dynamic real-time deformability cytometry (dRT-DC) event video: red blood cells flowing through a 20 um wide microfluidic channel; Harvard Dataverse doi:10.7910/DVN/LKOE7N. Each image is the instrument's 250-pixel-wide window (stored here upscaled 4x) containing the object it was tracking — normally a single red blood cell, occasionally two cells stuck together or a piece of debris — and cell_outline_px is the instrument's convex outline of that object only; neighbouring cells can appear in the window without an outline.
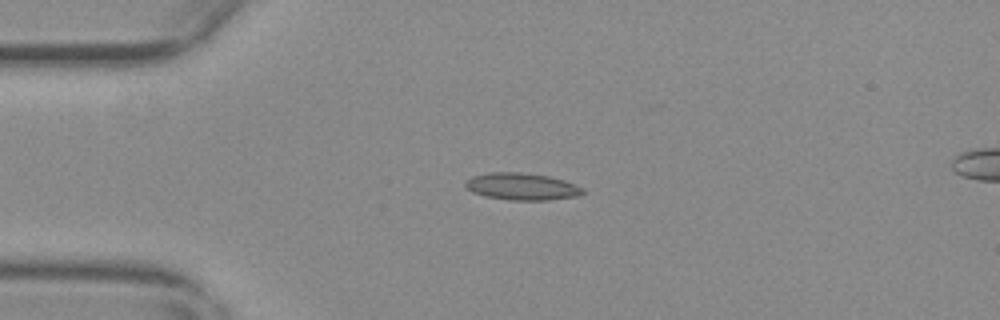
{"species": "common noctule bat (a hibernating species)", "species_latin": "Nyctalus noctula", "temperature_condition": "warm", "stored_images_in_passage": 55, "camera_frame_rate_fps": 3000, "um_per_image_px": 0.085, "animal": {"sex": "female", "body_mass_g": 29.2, "forearm_length_mm": 56.3}, "frame": {"image": 1, "passage_image": 13, "time_ms": 4.0, "image_size_px": [1000, 320], "cell_outline_px": [[584, 192], [580, 196], [548, 200], [508, 200], [484, 196], [472, 192], [464, 184], [472, 176], [488, 172], [520, 172], [548, 176], [564, 180], [584, 188]], "centroid_in_image_um": [44.37, 15.86], "position_along_channel_um": 40.6, "area_um2": 18.55}}
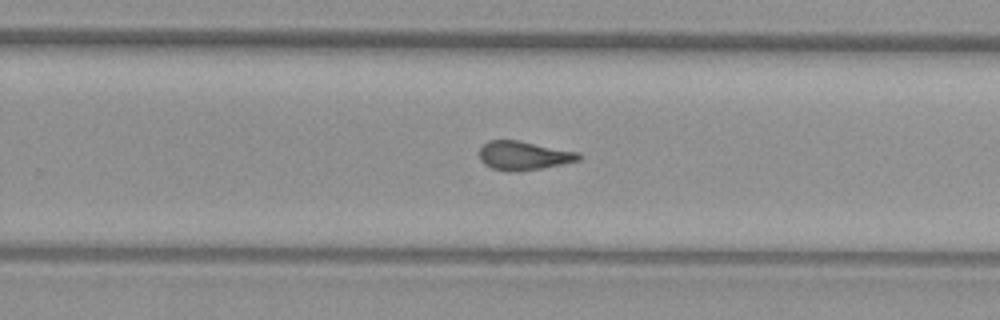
{"frame": {"image": 2, "passage_image": 35, "time_ms": 11.333, "image_size_px": [1000, 320], "cell_outline_px": [[584, 156], [580, 160], [540, 168], [516, 172], [508, 172], [492, 168], [484, 164], [480, 160], [480, 148], [488, 140], [516, 140], [580, 152]], "centroid_in_image_um": [44.52, 13.23], "position_along_channel_um": 285.3, "area_um2": 16.7}}
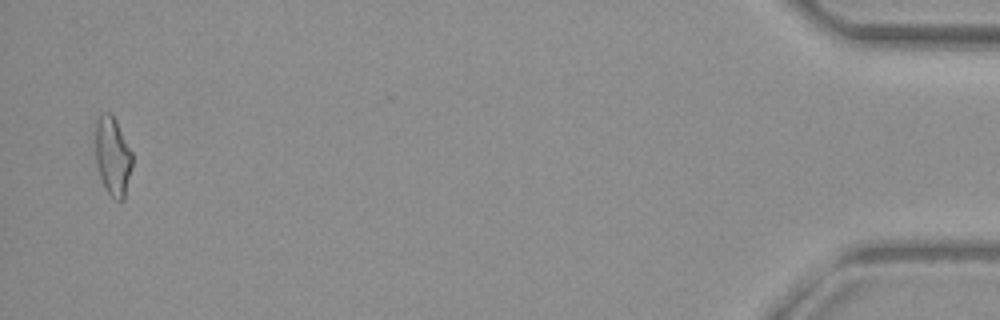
{"frame": {"image": 3, "passage_image": 54, "time_ms": 17.667, "image_size_px": [1000, 320], "cell_outline_px": [[132, 168], [124, 200], [112, 200], [104, 188], [100, 176], [96, 160], [92, 132], [96, 120], [104, 112], [108, 112], [116, 120], [132, 152]], "centroid_in_image_um": [9.54, 13.28], "position_along_channel_um": 425.7, "area_um2": 17.51}, "authors_computed_cell_mechanics": {"area_um2": 16.9932, "velocity_mm_per_s": 3.6972, "shape_relaxation_time_tau1_ms": null, "shape_relaxation_time_tau2_ms": 1.6997, "deformation_change_tau1": null, "deformation_change_tau2": 0.0785}}